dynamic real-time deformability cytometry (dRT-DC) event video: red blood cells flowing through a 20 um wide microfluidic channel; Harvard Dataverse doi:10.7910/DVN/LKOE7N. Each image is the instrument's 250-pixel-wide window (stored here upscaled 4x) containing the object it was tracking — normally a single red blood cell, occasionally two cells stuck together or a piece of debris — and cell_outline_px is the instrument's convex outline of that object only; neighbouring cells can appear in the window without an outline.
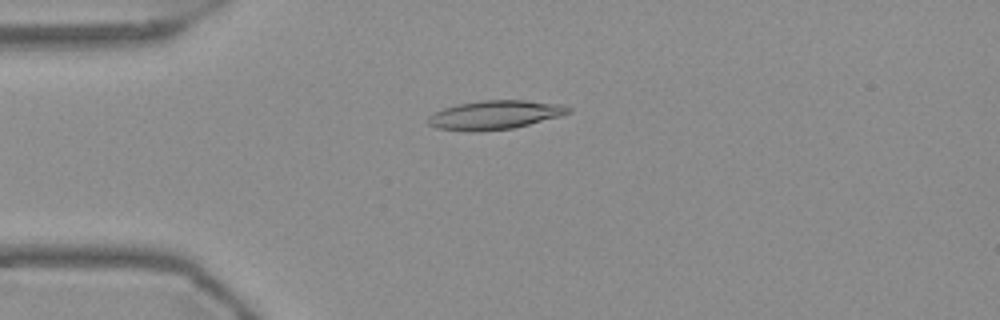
{"species": "Egyptian fruit bat (a non-hibernating species)", "species_latin": "Rousettus aegyptiacus", "temperature_condition": "warm", "stored_images_in_passage": 53, "camera_frame_rate_fps": 3000, "um_per_image_px": 0.085, "frame": {"image": 1, "passage_image": 12, "time_ms": 3.667, "image_size_px": [1000, 320], "cell_outline_px": [[572, 112], [560, 116], [512, 128], [468, 132], [436, 128], [428, 124], [428, 116], [444, 108], [456, 104], [480, 100], [524, 100], [560, 104], [572, 108]], "centroid_in_image_um": [42.05, 9.76], "position_along_channel_um": 43.0, "area_um2": 23.52}}
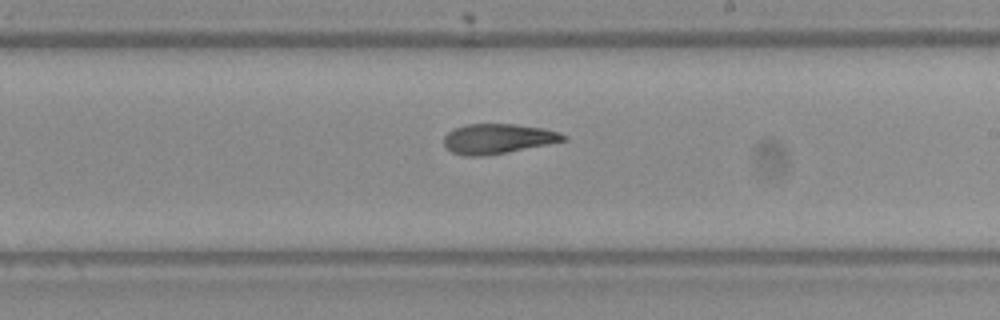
{"frame": {"image": 2, "passage_image": 30, "time_ms": 9.667, "image_size_px": [1000, 320], "cell_outline_px": [[568, 140], [508, 152], [480, 156], [464, 156], [452, 152], [444, 144], [444, 136], [448, 132], [464, 124], [516, 124], [544, 128], [560, 132], [568, 136]], "centroid_in_image_um": [42.35, 11.78], "position_along_channel_um": 246.7, "area_um2": 20.87}}
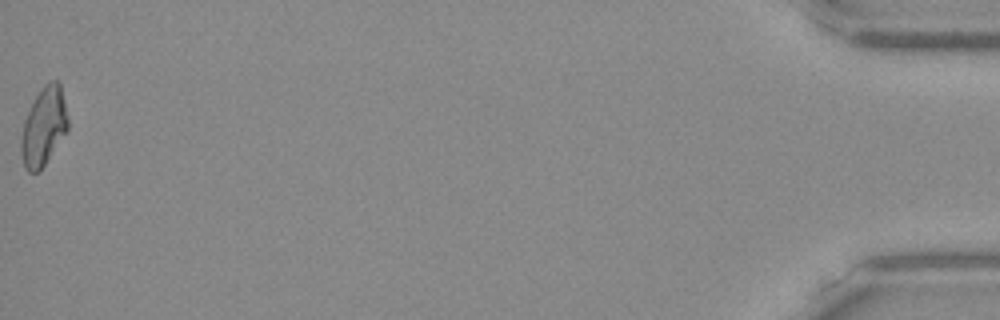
{"frame": {"image": 3, "passage_image": 53, "time_ms": 17.333, "image_size_px": [1000, 320], "cell_outline_px": [[68, 132], [40, 172], [28, 172], [24, 168], [20, 152], [20, 140], [24, 120], [36, 96], [44, 84], [48, 80], [60, 80], [68, 116]], "centroid_in_image_um": [3.73, 10.78], "position_along_channel_um": 431.5, "area_um2": 21.91}, "authors_computed_cell_mechanics": {"area_um2": 21.6172, "velocity_mm_per_s": 3.7335, "shape_relaxation_time_tau1_ms": null, "shape_relaxation_time_tau2_ms": 4.4102, "deformation_change_tau1": null, "deformation_change_tau2": 0.129}}